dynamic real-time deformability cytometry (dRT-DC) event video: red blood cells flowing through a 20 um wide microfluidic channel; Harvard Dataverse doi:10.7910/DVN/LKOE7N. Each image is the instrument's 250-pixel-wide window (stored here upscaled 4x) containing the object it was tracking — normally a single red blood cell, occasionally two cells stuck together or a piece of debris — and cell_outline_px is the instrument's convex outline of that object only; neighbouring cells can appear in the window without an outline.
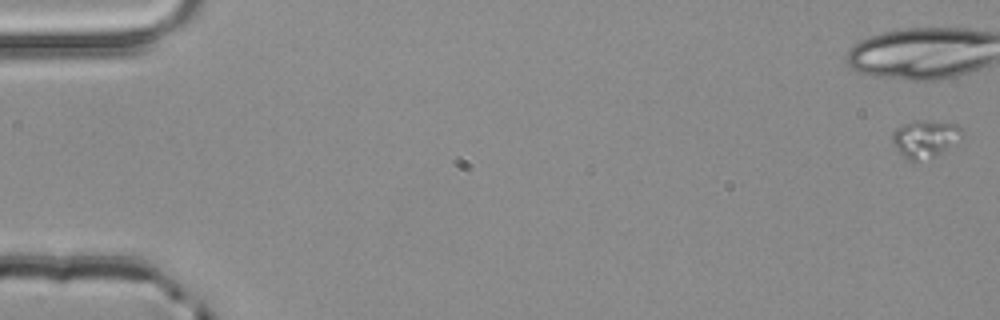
{"species": "common noctule bat (a hibernating species)", "species_latin": "Nyctalus noctula", "temperature_condition": "room temperature", "stored_images_in_passage": 4, "camera_frame_rate_fps": 3000, "um_per_image_px": 0.085, "animal": {"sex": "male", "body_mass_g": 20.4}, "frame": {"image": 1, "passage_image": 1, "time_ms": 0.0, "image_size_px": [1000, 320], "cell_outline_px": [[964, 136], [940, 152], [932, 156], [916, 160], [912, 160], [904, 156], [896, 148], [892, 140], [892, 132], [896, 128], [904, 124], [916, 120], [924, 120], [956, 124], [964, 132]], "centroid_in_image_um": [78.63, 11.74], "position_along_channel_um": 6.4, "area_um2": 14.68}}